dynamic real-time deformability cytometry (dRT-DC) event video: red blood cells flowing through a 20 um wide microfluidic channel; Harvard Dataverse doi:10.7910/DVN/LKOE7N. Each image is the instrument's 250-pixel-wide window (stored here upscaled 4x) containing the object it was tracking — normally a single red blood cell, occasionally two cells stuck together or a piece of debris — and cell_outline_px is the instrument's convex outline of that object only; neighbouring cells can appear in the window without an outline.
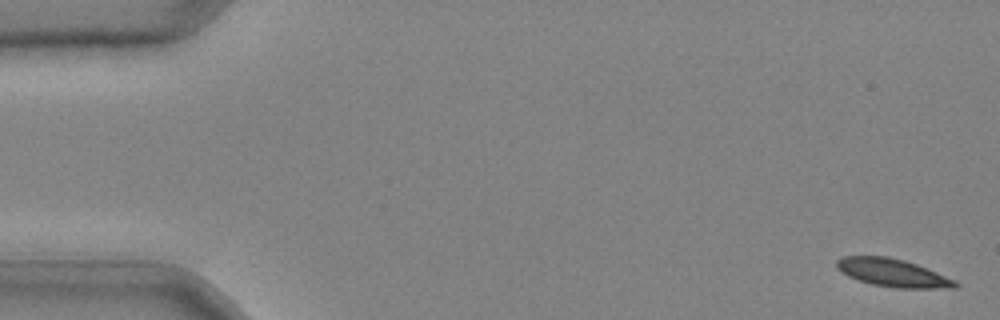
{"species": "common noctule bat (a hibernating species)", "species_latin": "Nyctalus noctula", "temperature_condition": "cold", "stored_images_in_passage": 9, "camera_frame_rate_fps": 3000, "um_per_image_px": 0.085, "animal": {"sex": "male", "body_mass_g": 20.4}, "frame": {"image": 1, "passage_image": 1, "time_ms": 0.0, "image_size_px": [1000, 320], "cell_outline_px": [[960, 284], [956, 288], [896, 288], [872, 284], [848, 276], [836, 268], [836, 260], [844, 256], [888, 256], [904, 260], [916, 264], [956, 280]], "centroid_in_image_um": [75.89, 23.19], "position_along_channel_um": 9.1, "area_um2": 19.25}}